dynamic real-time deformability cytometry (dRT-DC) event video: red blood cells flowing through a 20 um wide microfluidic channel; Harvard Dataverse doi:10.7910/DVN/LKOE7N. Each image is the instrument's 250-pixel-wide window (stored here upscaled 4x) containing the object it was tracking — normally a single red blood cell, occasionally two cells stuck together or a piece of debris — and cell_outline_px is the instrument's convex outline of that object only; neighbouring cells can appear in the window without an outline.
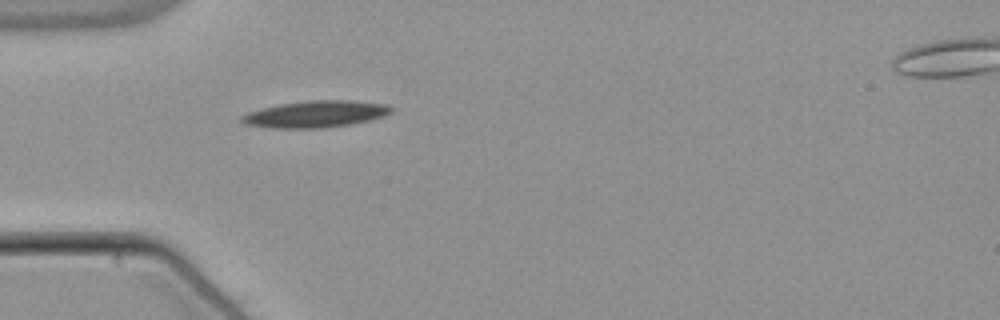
{"species": "common noctule bat (a hibernating species)", "species_latin": "Nyctalus noctula", "temperature_condition": "warm", "stored_images_in_passage": 39, "camera_frame_rate_fps": 3000, "um_per_image_px": 0.085, "animal": {"sex": "male", "body_mass_g": 21.5, "forearm_length_mm": 52.0}, "frame": {"image": 1, "passage_image": 1, "time_ms": 0.0, "image_size_px": [1000, 320], "cell_outline_px": [[392, 112], [384, 116], [368, 120], [348, 124], [324, 128], [272, 128], [244, 124], [240, 120], [240, 116], [248, 112], [260, 108], [280, 104], [308, 100], [352, 100], [384, 104], [392, 108]], "centroid_in_image_um": [26.77, 9.69], "position_along_channel_um": 58.2, "area_um2": 23.24}}
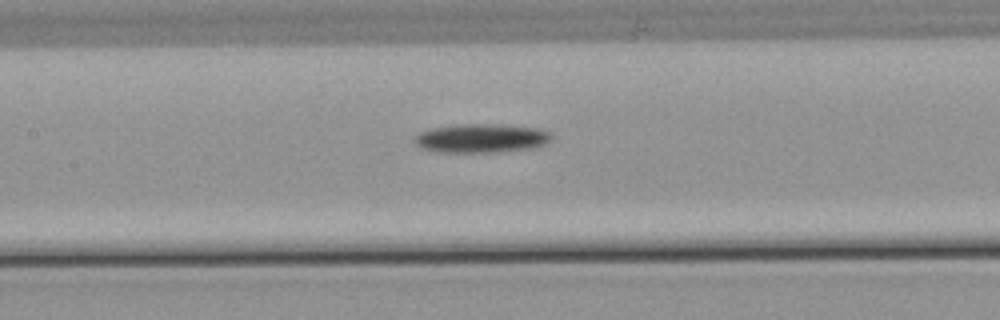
{"frame": {"image": 2, "passage_image": 10, "time_ms": 3.0, "image_size_px": [1000, 320], "cell_outline_px": [[552, 136], [544, 144], [528, 148], [496, 152], [440, 152], [424, 148], [416, 144], [412, 140], [420, 132], [432, 128], [456, 124], [500, 124], [540, 128], [548, 132]], "centroid_in_image_um": [40.88, 11.73], "position_along_channel_um": 166.5, "area_um2": 22.83}}
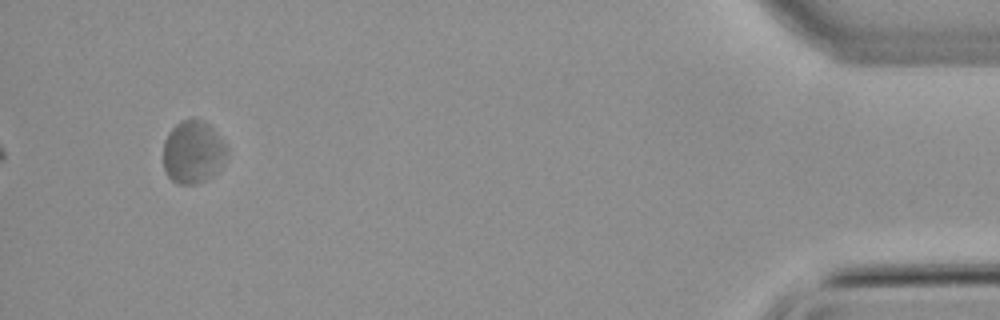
{"frame": {"image": 3, "passage_image": 36, "time_ms": 11.667, "image_size_px": [1000, 320], "cell_outline_px": [[228, 156], [224, 164], [212, 176], [196, 184], [176, 184], [168, 176], [164, 168], [164, 140], [168, 132], [180, 120], [204, 120], [212, 128], [228, 148]], "centroid_in_image_um": [16.42, 12.94], "position_along_channel_um": 418.8, "area_um2": 23.35}, "authors_computed_cell_mechanics": {"area_um2": 21.675, "velocity_mm_per_s": 3.7722, "shape_relaxation_time_tau1_ms": 3.7653, "shape_relaxation_time_tau2_ms": null, "deformation_change_tau1": 0.0711, "deformation_change_tau2": null}}